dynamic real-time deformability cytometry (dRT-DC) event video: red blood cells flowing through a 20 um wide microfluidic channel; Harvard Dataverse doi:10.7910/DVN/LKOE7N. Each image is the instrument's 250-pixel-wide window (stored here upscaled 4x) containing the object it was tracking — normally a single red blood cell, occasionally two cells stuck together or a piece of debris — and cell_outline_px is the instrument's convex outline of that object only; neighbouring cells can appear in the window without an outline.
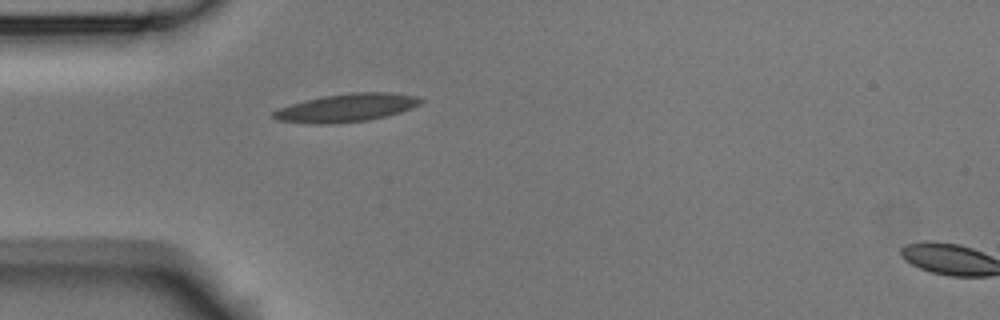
{"species": "Egyptian fruit bat (a non-hibernating species)", "species_latin": "Rousettus aegyptiacus", "temperature_condition": "room temperature", "stored_images_in_passage": 5, "segment_of_instrument_passage": [1, 2], "camera_frame_rate_fps": 3000, "um_per_image_px": 0.085, "animal": {"sex": "male"}, "frame": {"image": 1, "passage_image": 4, "time_ms": 1.0, "image_size_px": [1000, 320], "cell_outline_px": [[424, 100], [420, 104], [412, 108], [400, 112], [368, 120], [332, 124], [316, 124], [280, 120], [272, 116], [272, 112], [280, 108], [304, 100], [324, 96], [352, 92], [392, 92], [416, 96]], "centroid_in_image_um": [29.49, 9.15], "position_along_channel_um": 55.5, "area_um2": 23.93}}